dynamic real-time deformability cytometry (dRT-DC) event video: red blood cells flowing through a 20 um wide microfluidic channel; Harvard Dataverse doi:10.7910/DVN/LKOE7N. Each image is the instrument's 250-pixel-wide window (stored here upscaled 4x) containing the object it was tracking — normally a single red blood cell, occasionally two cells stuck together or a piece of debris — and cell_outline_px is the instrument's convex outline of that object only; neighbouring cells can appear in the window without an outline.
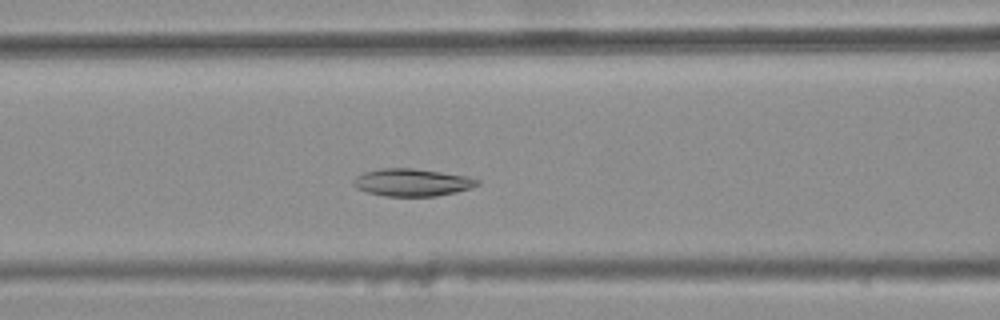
{"species": "common noctule bat (a hibernating species)", "species_latin": "Nyctalus noctula", "temperature_condition": "warm", "stored_images_in_passage": 42, "camera_frame_rate_fps": 3000, "um_per_image_px": 0.085, "animal": {"sex": "female", "body_mass_g": 25.1}, "frame": {"image": 1, "passage_image": 19, "time_ms": 6.0, "image_size_px": [1000, 320], "cell_outline_px": [[480, 184], [456, 192], [436, 196], [384, 196], [368, 192], [356, 188], [352, 184], [352, 180], [356, 176], [364, 172], [380, 168], [412, 168], [440, 172], [464, 176], [480, 180]], "centroid_in_image_um": [34.97, 15.5], "position_along_channel_um": 131.6, "area_um2": 19.71}}
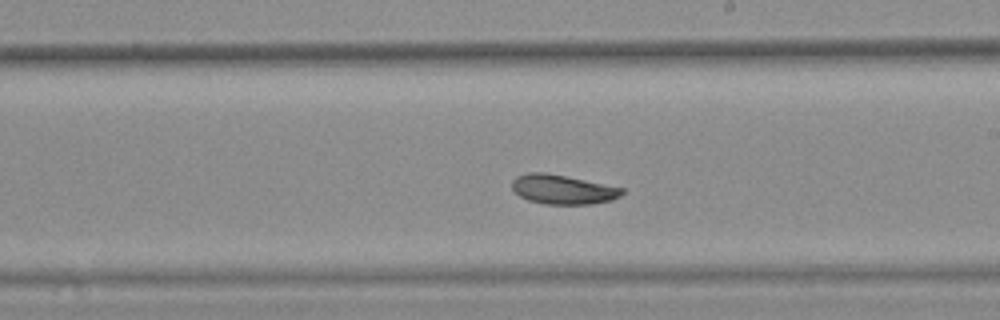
{"frame": {"image": 2, "passage_image": 28, "time_ms": 9.0, "image_size_px": [1000, 320], "cell_outline_px": [[624, 192], [620, 196], [612, 200], [592, 204], [544, 204], [528, 200], [520, 196], [512, 188], [512, 180], [516, 176], [528, 172], [544, 172], [624, 188]], "centroid_in_image_um": [47.82, 16.11], "position_along_channel_um": 241.2, "area_um2": 18.73}}
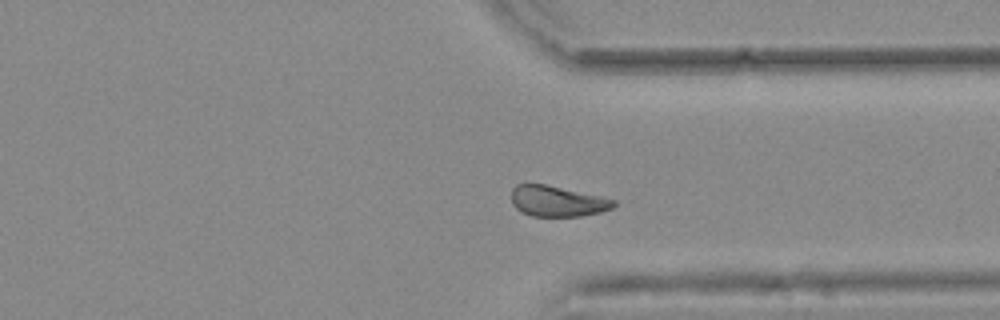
{"frame": {"image": 3, "passage_image": 38, "time_ms": 12.333, "image_size_px": [1000, 320], "cell_outline_px": [[616, 204], [612, 208], [600, 212], [580, 216], [532, 216], [520, 212], [512, 204], [512, 188], [516, 184], [544, 184], [600, 196], [616, 200]], "centroid_in_image_um": [47.35, 17.1], "position_along_channel_um": 364.1, "area_um2": 18.21}, "authors_computed_cell_mechanics": {"area_um2": 19.5653, "velocity_mm_per_s": 3.6665, "shape_relaxation_time_tau1_ms": 7.257, "shape_relaxation_time_tau2_ms": null, "deformation_change_tau1": 0.1208, "deformation_change_tau2": null}}